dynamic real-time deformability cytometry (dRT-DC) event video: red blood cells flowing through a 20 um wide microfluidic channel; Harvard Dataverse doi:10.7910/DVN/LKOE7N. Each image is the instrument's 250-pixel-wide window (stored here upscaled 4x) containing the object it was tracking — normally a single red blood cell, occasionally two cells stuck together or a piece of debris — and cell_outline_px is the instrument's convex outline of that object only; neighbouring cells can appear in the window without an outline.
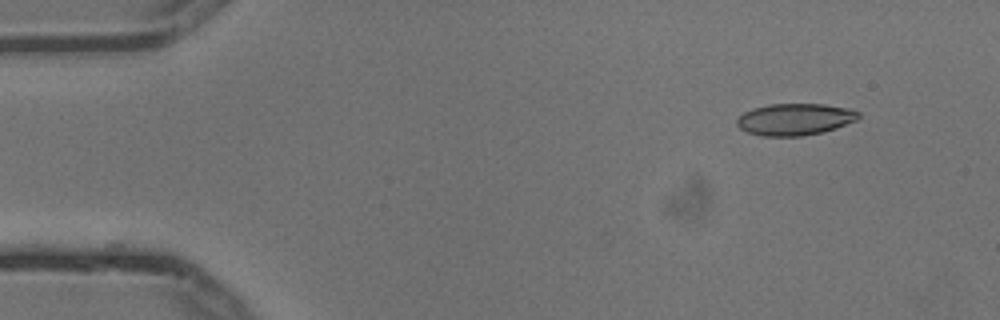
{"species": "common noctule bat (a hibernating species)", "species_latin": "Nyctalus noctula", "temperature_condition": "cold", "stored_images_in_passage": 4, "segment_of_instrument_passage": [2, 2], "camera_frame_rate_fps": 3000, "um_per_image_px": 0.085, "animal": {"sex": "male", "body_mass_g": 13.3}, "frame": {"image": 1, "passage_image": 4, "time_ms": 1.0, "image_size_px": [1000, 320], "cell_outline_px": [[860, 116], [856, 120], [836, 128], [824, 132], [800, 136], [760, 136], [748, 132], [740, 128], [736, 124], [736, 120], [744, 112], [752, 108], [768, 104], [824, 104], [848, 108], [860, 112]], "centroid_in_image_um": [67.56, 10.14], "position_along_channel_um": 17.4, "area_um2": 22.6}}